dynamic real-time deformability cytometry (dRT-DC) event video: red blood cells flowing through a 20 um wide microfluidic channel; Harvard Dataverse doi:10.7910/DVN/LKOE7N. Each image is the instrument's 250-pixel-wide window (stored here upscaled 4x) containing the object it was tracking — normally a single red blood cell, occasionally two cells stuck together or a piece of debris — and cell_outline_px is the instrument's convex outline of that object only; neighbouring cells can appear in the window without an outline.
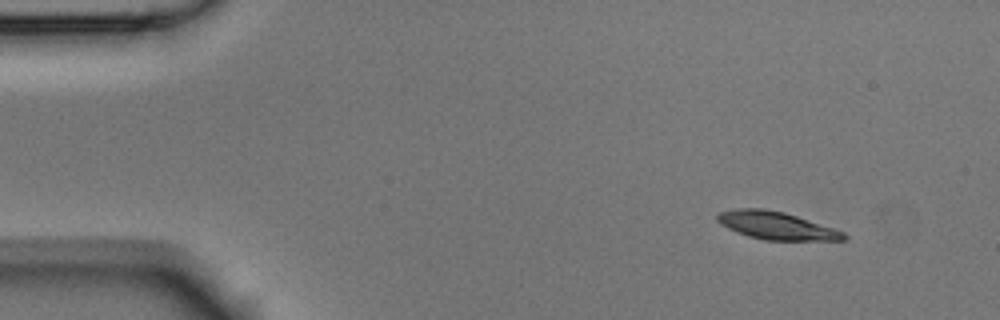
{"species": "Egyptian fruit bat (a non-hibernating species)", "species_latin": "Rousettus aegyptiacus", "temperature_condition": "room temperature", "stored_images_in_passage": 4, "camera_frame_rate_fps": 3000, "um_per_image_px": 0.085, "animal": {"sex": "male"}, "frame": {"image": 1, "passage_image": 1, "time_ms": 0.0, "image_size_px": [1000, 320], "cell_outline_px": [[848, 240], [764, 240], [748, 236], [736, 232], [720, 224], [716, 220], [716, 216], [720, 212], [736, 208], [764, 208], [784, 212], [844, 232], [848, 236]], "centroid_in_image_um": [65.96, 19.17], "position_along_channel_um": 19.0, "area_um2": 20.35}}
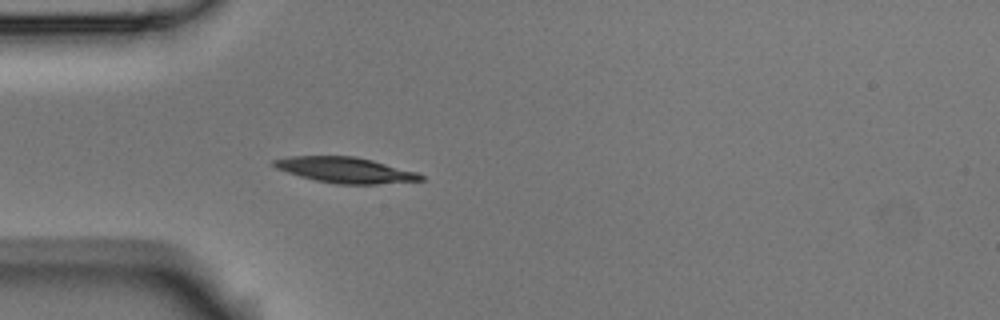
{"frame": {"image": 2, "passage_image": 4, "time_ms": 1.0, "image_size_px": [1000, 320], "cell_outline_px": [[424, 180], [376, 184], [336, 184], [316, 180], [300, 176], [276, 168], [272, 164], [272, 160], [288, 156], [356, 156], [372, 160], [416, 172], [424, 176]], "centroid_in_image_um": [29.33, 14.45], "position_along_channel_um": 55.7, "area_um2": 21.79}}